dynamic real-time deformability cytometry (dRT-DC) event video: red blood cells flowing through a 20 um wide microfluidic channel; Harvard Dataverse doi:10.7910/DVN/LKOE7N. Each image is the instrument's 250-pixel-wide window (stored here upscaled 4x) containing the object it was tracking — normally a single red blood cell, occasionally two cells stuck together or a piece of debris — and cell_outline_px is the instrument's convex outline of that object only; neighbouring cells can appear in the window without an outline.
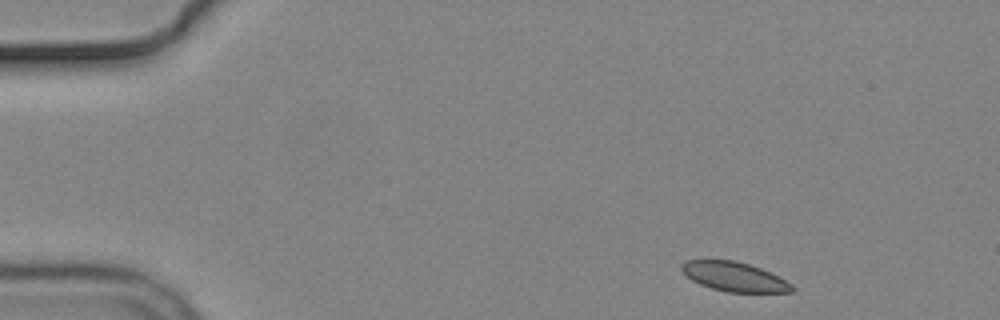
{"species": "common noctule bat (a hibernating species)", "species_latin": "Nyctalus noctula", "temperature_condition": "cold", "stored_images_in_passage": 4, "camera_frame_rate_fps": 3000, "um_per_image_px": 0.085, "animal": {"sex": "male", "body_mass_g": 19.2, "forearm_length_mm": 51.8}, "frame": {"image": 1, "passage_image": 1, "time_ms": 0.0, "image_size_px": [1000, 320], "cell_outline_px": [[796, 288], [792, 292], [728, 292], [712, 288], [700, 284], [692, 280], [680, 268], [680, 264], [688, 260], [736, 260], [760, 268], [792, 284]], "centroid_in_image_um": [62.41, 23.52], "position_along_channel_um": 22.6, "area_um2": 18.61}}
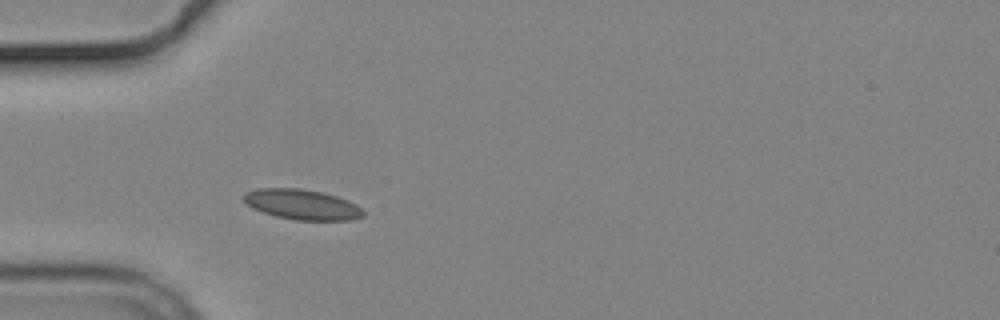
{"frame": {"image": 2, "passage_image": 4, "time_ms": 3.333, "image_size_px": [1000, 320], "cell_outline_px": [[364, 216], [352, 220], [292, 220], [276, 216], [252, 208], [240, 196], [244, 192], [260, 188], [300, 188], [320, 192], [336, 196], [348, 200], [356, 204], [364, 212]], "centroid_in_image_um": [25.66, 17.38], "position_along_channel_um": 59.3, "area_um2": 21.1}}